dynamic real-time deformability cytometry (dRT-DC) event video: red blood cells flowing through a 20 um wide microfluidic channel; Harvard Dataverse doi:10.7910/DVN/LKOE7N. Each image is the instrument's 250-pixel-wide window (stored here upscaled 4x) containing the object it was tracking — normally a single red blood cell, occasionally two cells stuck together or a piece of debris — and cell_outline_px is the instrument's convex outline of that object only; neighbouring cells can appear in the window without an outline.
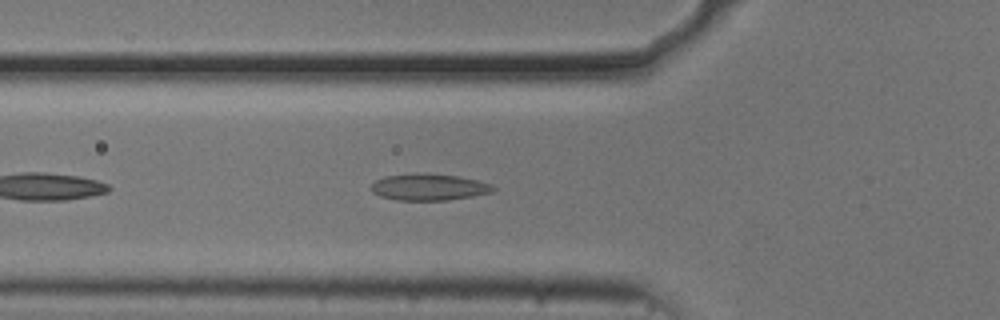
{"species": "common noctule bat (a hibernating species)", "species_latin": "Nyctalus noctula", "temperature_condition": "cold", "stored_images_in_passage": 35, "camera_frame_rate_fps": 3000, "um_per_image_px": 0.085, "animal": {"sex": "male", "body_mass_g": 20.5, "forearm_length_mm": 52.5}, "frame": {"image": 1, "passage_image": 6, "time_ms": 1.667, "image_size_px": [1000, 320], "cell_outline_px": [[496, 188], [492, 192], [472, 196], [448, 200], [396, 200], [380, 196], [372, 192], [368, 188], [376, 180], [384, 176], [416, 172], [456, 176], [480, 180], [492, 184]], "centroid_in_image_um": [36.43, 15.89], "position_along_channel_um": 89.4, "area_um2": 19.13}}
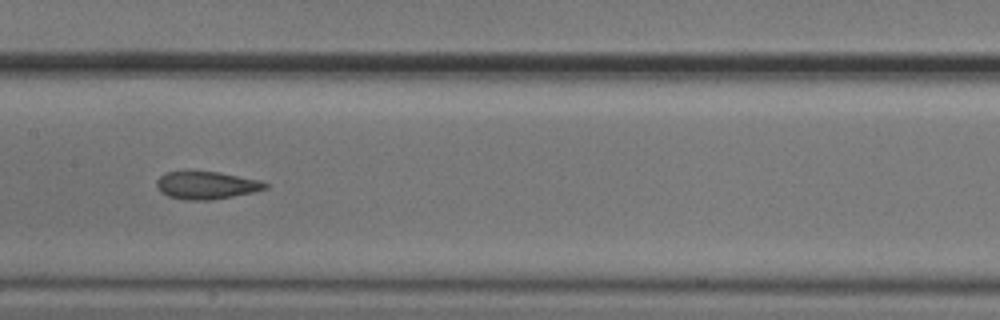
{"frame": {"image": 2, "passage_image": 14, "time_ms": 4.333, "image_size_px": [1000, 320], "cell_outline_px": [[268, 188], [252, 192], [212, 200], [184, 200], [168, 196], [160, 192], [156, 184], [156, 180], [160, 176], [168, 172], [220, 172], [260, 180], [268, 184]], "centroid_in_image_um": [17.54, 15.76], "position_along_channel_um": 189.9, "area_um2": 17.4}}
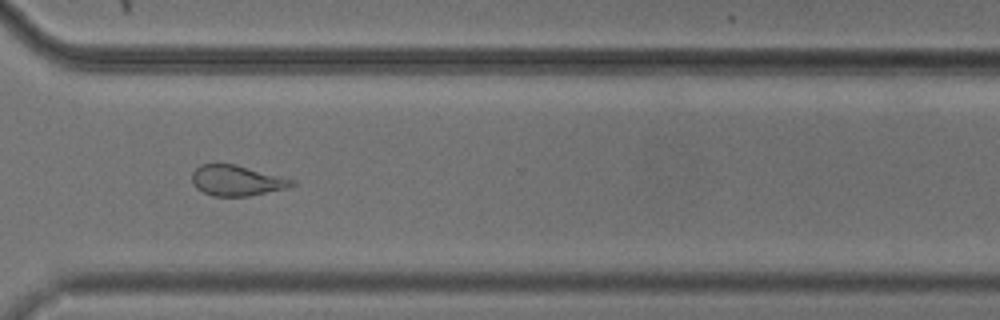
{"frame": {"image": 3, "passage_image": 27, "time_ms": 8.667, "image_size_px": [1000, 320], "cell_outline_px": [[296, 184], [288, 188], [248, 196], [212, 196], [196, 188], [192, 184], [192, 172], [200, 164], [236, 164], [296, 180]], "centroid_in_image_um": [20.13, 15.34], "position_along_channel_um": 350.5, "area_um2": 17.86}}